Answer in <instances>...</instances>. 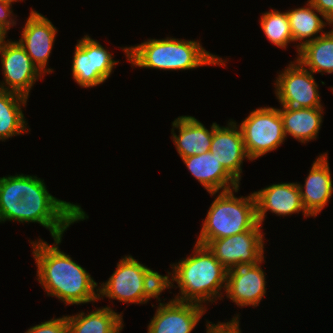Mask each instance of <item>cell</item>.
<instances>
[{"label":"cell","instance_id":"cell-1","mask_svg":"<svg viewBox=\"0 0 333 333\" xmlns=\"http://www.w3.org/2000/svg\"><path fill=\"white\" fill-rule=\"evenodd\" d=\"M62 237L49 245L41 238L30 242L37 265V280L48 296L57 297L68 305L97 302L98 283L72 258L60 251ZM96 289V291H95Z\"/></svg>","mask_w":333,"mask_h":333},{"label":"cell","instance_id":"cell-2","mask_svg":"<svg viewBox=\"0 0 333 333\" xmlns=\"http://www.w3.org/2000/svg\"><path fill=\"white\" fill-rule=\"evenodd\" d=\"M192 254L171 265L172 273L168 272V275H164V290L176 287L173 283L175 281L180 289L175 300L202 306H204L203 303H213L219 298L221 300L226 288L228 270L214 257L206 245L195 243ZM222 289L223 292H221Z\"/></svg>","mask_w":333,"mask_h":333},{"label":"cell","instance_id":"cell-3","mask_svg":"<svg viewBox=\"0 0 333 333\" xmlns=\"http://www.w3.org/2000/svg\"><path fill=\"white\" fill-rule=\"evenodd\" d=\"M133 67L159 70H190L200 66H225L226 59L205 50L199 40L167 37L148 39L135 46L123 47Z\"/></svg>","mask_w":333,"mask_h":333},{"label":"cell","instance_id":"cell-4","mask_svg":"<svg viewBox=\"0 0 333 333\" xmlns=\"http://www.w3.org/2000/svg\"><path fill=\"white\" fill-rule=\"evenodd\" d=\"M88 219L80 205L52 196L37 176L26 175V191L18 203L17 221L39 223L50 231L52 238L63 237L71 224Z\"/></svg>","mask_w":333,"mask_h":333},{"label":"cell","instance_id":"cell-5","mask_svg":"<svg viewBox=\"0 0 333 333\" xmlns=\"http://www.w3.org/2000/svg\"><path fill=\"white\" fill-rule=\"evenodd\" d=\"M238 190L239 187L218 192L202 222L196 243L206 245L210 240L240 234L258 224L254 194L236 197L234 192Z\"/></svg>","mask_w":333,"mask_h":333},{"label":"cell","instance_id":"cell-6","mask_svg":"<svg viewBox=\"0 0 333 333\" xmlns=\"http://www.w3.org/2000/svg\"><path fill=\"white\" fill-rule=\"evenodd\" d=\"M100 286L99 300L106 296L110 301L144 304L151 298L161 301L159 296L164 291V276L128 255L119 260L116 270Z\"/></svg>","mask_w":333,"mask_h":333},{"label":"cell","instance_id":"cell-7","mask_svg":"<svg viewBox=\"0 0 333 333\" xmlns=\"http://www.w3.org/2000/svg\"><path fill=\"white\" fill-rule=\"evenodd\" d=\"M238 127L250 161L276 150L286 140L278 108L258 107Z\"/></svg>","mask_w":333,"mask_h":333},{"label":"cell","instance_id":"cell-8","mask_svg":"<svg viewBox=\"0 0 333 333\" xmlns=\"http://www.w3.org/2000/svg\"><path fill=\"white\" fill-rule=\"evenodd\" d=\"M72 61L73 79L81 88H90L104 83L119 61L113 59L98 41L85 35L75 45Z\"/></svg>","mask_w":333,"mask_h":333},{"label":"cell","instance_id":"cell-9","mask_svg":"<svg viewBox=\"0 0 333 333\" xmlns=\"http://www.w3.org/2000/svg\"><path fill=\"white\" fill-rule=\"evenodd\" d=\"M262 227L258 223L243 233L210 240L206 246L227 270L257 264L264 259L265 239Z\"/></svg>","mask_w":333,"mask_h":333},{"label":"cell","instance_id":"cell-10","mask_svg":"<svg viewBox=\"0 0 333 333\" xmlns=\"http://www.w3.org/2000/svg\"><path fill=\"white\" fill-rule=\"evenodd\" d=\"M275 81V95L282 106L295 108L323 107L319 87L311 71L296 59L288 64Z\"/></svg>","mask_w":333,"mask_h":333},{"label":"cell","instance_id":"cell-11","mask_svg":"<svg viewBox=\"0 0 333 333\" xmlns=\"http://www.w3.org/2000/svg\"><path fill=\"white\" fill-rule=\"evenodd\" d=\"M0 58L4 76L0 88L29 98V92L33 85L38 78H43L44 74L31 61L25 49L17 40H7L0 49Z\"/></svg>","mask_w":333,"mask_h":333},{"label":"cell","instance_id":"cell-12","mask_svg":"<svg viewBox=\"0 0 333 333\" xmlns=\"http://www.w3.org/2000/svg\"><path fill=\"white\" fill-rule=\"evenodd\" d=\"M22 28L21 38L17 41L31 58V61L45 75L53 72L46 68L50 57L57 29L52 22L38 11L31 9Z\"/></svg>","mask_w":333,"mask_h":333},{"label":"cell","instance_id":"cell-13","mask_svg":"<svg viewBox=\"0 0 333 333\" xmlns=\"http://www.w3.org/2000/svg\"><path fill=\"white\" fill-rule=\"evenodd\" d=\"M206 311V306L192 302H160L147 333H191Z\"/></svg>","mask_w":333,"mask_h":333},{"label":"cell","instance_id":"cell-14","mask_svg":"<svg viewBox=\"0 0 333 333\" xmlns=\"http://www.w3.org/2000/svg\"><path fill=\"white\" fill-rule=\"evenodd\" d=\"M263 261L228 270L225 294L237 306L257 307L265 296L267 282L261 268Z\"/></svg>","mask_w":333,"mask_h":333},{"label":"cell","instance_id":"cell-15","mask_svg":"<svg viewBox=\"0 0 333 333\" xmlns=\"http://www.w3.org/2000/svg\"><path fill=\"white\" fill-rule=\"evenodd\" d=\"M256 201L257 220L260 225L270 211L277 216H287L303 212L304 217H311L303 207L298 183L272 184L253 192Z\"/></svg>","mask_w":333,"mask_h":333},{"label":"cell","instance_id":"cell-16","mask_svg":"<svg viewBox=\"0 0 333 333\" xmlns=\"http://www.w3.org/2000/svg\"><path fill=\"white\" fill-rule=\"evenodd\" d=\"M229 121L225 127L217 124L213 128L210 152L216 156L225 170L239 183L241 181L243 160H250V158L246 152L237 122Z\"/></svg>","mask_w":333,"mask_h":333},{"label":"cell","instance_id":"cell-17","mask_svg":"<svg viewBox=\"0 0 333 333\" xmlns=\"http://www.w3.org/2000/svg\"><path fill=\"white\" fill-rule=\"evenodd\" d=\"M328 154H320L313 162L305 183H298L304 209L311 217H316L327 205L333 194Z\"/></svg>","mask_w":333,"mask_h":333},{"label":"cell","instance_id":"cell-18","mask_svg":"<svg viewBox=\"0 0 333 333\" xmlns=\"http://www.w3.org/2000/svg\"><path fill=\"white\" fill-rule=\"evenodd\" d=\"M189 172L207 190L210 196L221 191L240 187L238 183L220 164L213 153L206 152L182 158Z\"/></svg>","mask_w":333,"mask_h":333},{"label":"cell","instance_id":"cell-19","mask_svg":"<svg viewBox=\"0 0 333 333\" xmlns=\"http://www.w3.org/2000/svg\"><path fill=\"white\" fill-rule=\"evenodd\" d=\"M217 125L212 123L208 130L200 121L193 116H179L172 122V139L179 156L182 158L200 155L210 151L213 137V128ZM178 130V135L175 129Z\"/></svg>","mask_w":333,"mask_h":333},{"label":"cell","instance_id":"cell-20","mask_svg":"<svg viewBox=\"0 0 333 333\" xmlns=\"http://www.w3.org/2000/svg\"><path fill=\"white\" fill-rule=\"evenodd\" d=\"M281 107L279 112L283 121V130L286 138L287 135H290L304 144L317 138L322 124L323 107Z\"/></svg>","mask_w":333,"mask_h":333},{"label":"cell","instance_id":"cell-21","mask_svg":"<svg viewBox=\"0 0 333 333\" xmlns=\"http://www.w3.org/2000/svg\"><path fill=\"white\" fill-rule=\"evenodd\" d=\"M122 314L105 306L88 314L67 315L68 333H120L124 326Z\"/></svg>","mask_w":333,"mask_h":333},{"label":"cell","instance_id":"cell-22","mask_svg":"<svg viewBox=\"0 0 333 333\" xmlns=\"http://www.w3.org/2000/svg\"><path fill=\"white\" fill-rule=\"evenodd\" d=\"M307 2L306 7H298L286 11L289 18L293 42H300H298L296 46L297 53L299 52V48L304 44L325 34L326 32H323V28L327 26L326 24L330 25V27L333 26L332 23L329 22L309 1ZM319 16H321L326 22ZM319 32H321V34L318 35Z\"/></svg>","mask_w":333,"mask_h":333},{"label":"cell","instance_id":"cell-23","mask_svg":"<svg viewBox=\"0 0 333 333\" xmlns=\"http://www.w3.org/2000/svg\"><path fill=\"white\" fill-rule=\"evenodd\" d=\"M28 98L0 88V141L27 133L29 126L22 110Z\"/></svg>","mask_w":333,"mask_h":333},{"label":"cell","instance_id":"cell-24","mask_svg":"<svg viewBox=\"0 0 333 333\" xmlns=\"http://www.w3.org/2000/svg\"><path fill=\"white\" fill-rule=\"evenodd\" d=\"M295 59L313 74L316 72L321 73L322 75L324 73L332 74L333 28L331 31L326 32L315 40L307 42L299 48L297 58Z\"/></svg>","mask_w":333,"mask_h":333},{"label":"cell","instance_id":"cell-25","mask_svg":"<svg viewBox=\"0 0 333 333\" xmlns=\"http://www.w3.org/2000/svg\"><path fill=\"white\" fill-rule=\"evenodd\" d=\"M26 191V174L0 177V223L17 221L18 203Z\"/></svg>","mask_w":333,"mask_h":333},{"label":"cell","instance_id":"cell-26","mask_svg":"<svg viewBox=\"0 0 333 333\" xmlns=\"http://www.w3.org/2000/svg\"><path fill=\"white\" fill-rule=\"evenodd\" d=\"M261 16L260 27L269 42L283 49L287 47L288 43L293 42L286 12L272 9L262 13Z\"/></svg>","mask_w":333,"mask_h":333},{"label":"cell","instance_id":"cell-27","mask_svg":"<svg viewBox=\"0 0 333 333\" xmlns=\"http://www.w3.org/2000/svg\"><path fill=\"white\" fill-rule=\"evenodd\" d=\"M25 333H68L66 316L53 318L30 327Z\"/></svg>","mask_w":333,"mask_h":333},{"label":"cell","instance_id":"cell-28","mask_svg":"<svg viewBox=\"0 0 333 333\" xmlns=\"http://www.w3.org/2000/svg\"><path fill=\"white\" fill-rule=\"evenodd\" d=\"M239 314L234 316L229 322H218L213 324L210 321H206V333H242L240 327Z\"/></svg>","mask_w":333,"mask_h":333},{"label":"cell","instance_id":"cell-29","mask_svg":"<svg viewBox=\"0 0 333 333\" xmlns=\"http://www.w3.org/2000/svg\"><path fill=\"white\" fill-rule=\"evenodd\" d=\"M13 16L12 4L0 1V26L6 31L17 24Z\"/></svg>","mask_w":333,"mask_h":333},{"label":"cell","instance_id":"cell-30","mask_svg":"<svg viewBox=\"0 0 333 333\" xmlns=\"http://www.w3.org/2000/svg\"><path fill=\"white\" fill-rule=\"evenodd\" d=\"M333 25V0H308Z\"/></svg>","mask_w":333,"mask_h":333},{"label":"cell","instance_id":"cell-31","mask_svg":"<svg viewBox=\"0 0 333 333\" xmlns=\"http://www.w3.org/2000/svg\"><path fill=\"white\" fill-rule=\"evenodd\" d=\"M7 33L8 32L0 26V49L7 42L6 41V37H7L6 35H7Z\"/></svg>","mask_w":333,"mask_h":333},{"label":"cell","instance_id":"cell-32","mask_svg":"<svg viewBox=\"0 0 333 333\" xmlns=\"http://www.w3.org/2000/svg\"><path fill=\"white\" fill-rule=\"evenodd\" d=\"M0 1H3V2H7V3H10V4H12V3H14V2H19V1H23V0H0Z\"/></svg>","mask_w":333,"mask_h":333}]
</instances>
